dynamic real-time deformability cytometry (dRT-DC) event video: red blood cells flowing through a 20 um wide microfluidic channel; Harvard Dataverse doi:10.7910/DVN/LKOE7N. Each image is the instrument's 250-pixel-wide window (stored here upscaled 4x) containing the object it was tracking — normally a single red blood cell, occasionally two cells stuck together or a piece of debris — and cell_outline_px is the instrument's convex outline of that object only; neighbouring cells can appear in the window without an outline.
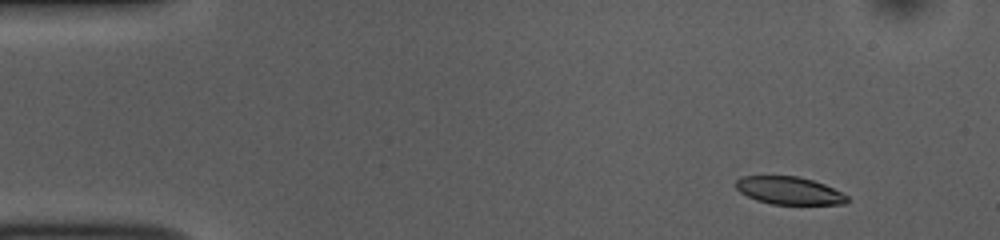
{"species": "common noctule bat (a hibernating species)", "species_latin": "Nyctalus noctula", "temperature_condition": "room temperature", "stored_images_in_passage": 48, "camera_frame_rate_fps": 3000, "um_per_image_px": 0.085, "animal": {"sex": "female", "body_mass_g": 10.0, "forearm_length_mm": 53.1}, "frame": {"image": 1, "passage_image": 1, "time_ms": 0.0, "image_size_px": [1000, 240], "cell_outline_px": [[848, 200], [844, 204], [772, 204], [756, 200], [740, 192], [736, 188], [736, 180], [740, 176], [796, 176], [812, 180], [824, 184], [848, 196]], "centroid_in_image_um": [67.05, 16.2], "position_along_channel_um": 18.0, "area_um2": 17.8}}
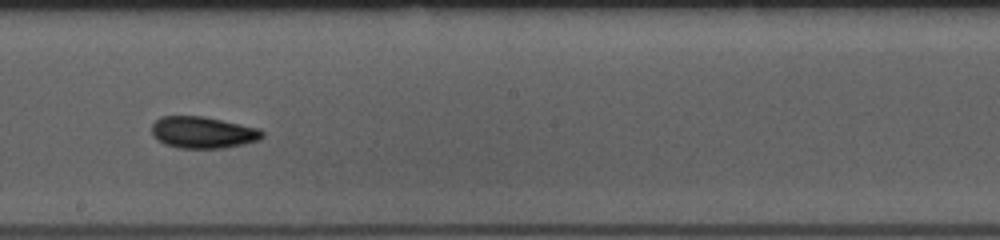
{"frame": {"image": 2, "passage_image": 25, "time_ms": 8.0, "image_size_px": [1000, 240], "cell_outline_px": [[264, 136], [260, 140], [244, 144], [224, 148], [180, 148], [164, 144], [156, 140], [152, 136], [152, 124], [160, 116], [204, 116], [260, 128], [264, 132]], "centroid_in_image_um": [17.25, 11.25], "position_along_channel_um": 230.9, "area_um2": 20.69}}
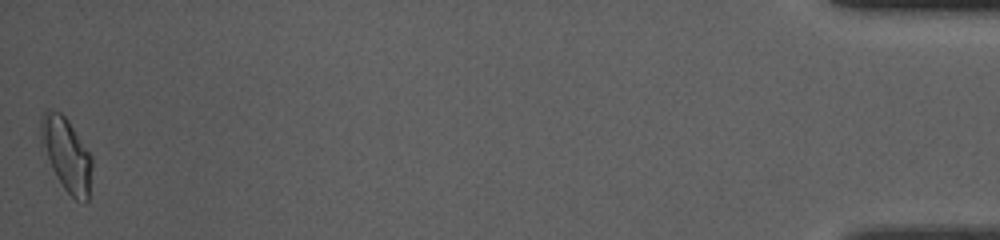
{"frame": {"image": 3, "passage_image": 48, "time_ms": 15.667, "image_size_px": [1000, 240], "cell_outline_px": [[92, 168], [88, 200], [76, 200], [64, 188], [56, 176], [40, 144], [40, 116], [48, 108], [60, 112], [68, 120], [92, 156]], "centroid_in_image_um": [5.63, 13.08], "position_along_channel_um": 429.6, "area_um2": 21.85}, "authors_computed_cell_mechanics": {"area_um2": 19.8543, "velocity_mm_per_s": 3.8088, "shape_relaxation_time_tau1_ms": 3.6388, "shape_relaxation_time_tau2_ms": 3.7205, "deformation_change_tau1": 0.1093, "deformation_change_tau2": 0.0996}}